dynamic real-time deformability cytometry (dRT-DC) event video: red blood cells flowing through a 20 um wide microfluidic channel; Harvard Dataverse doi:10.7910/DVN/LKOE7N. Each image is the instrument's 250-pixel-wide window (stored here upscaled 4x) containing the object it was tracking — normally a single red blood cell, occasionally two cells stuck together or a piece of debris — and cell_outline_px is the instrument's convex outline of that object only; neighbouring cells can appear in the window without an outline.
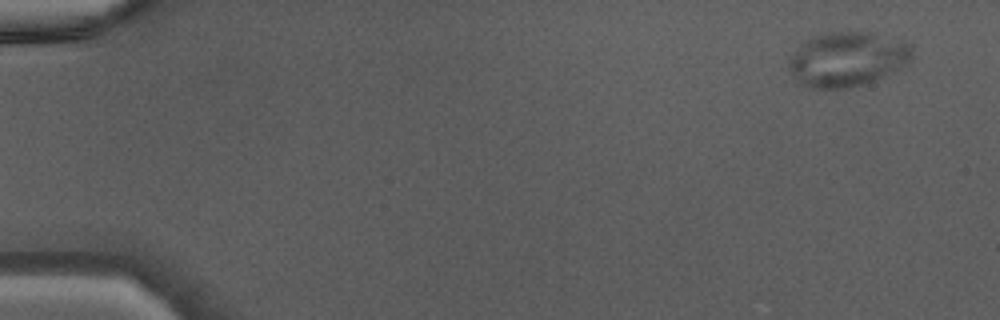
{"species": "Egyptian fruit bat (a non-hibernating species)", "species_latin": "Rousettus aegyptiacus", "temperature_condition": "warm", "stored_images_in_passage": 7, "camera_frame_rate_fps": 3000, "um_per_image_px": 0.085, "animal": {"sex": "male"}, "frame": {"image": 1, "passage_image": 1, "time_ms": 0.0, "image_size_px": [1000, 320], "cell_outline_px": [[912, 56], [900, 68], [864, 84], [844, 88], [812, 88], [800, 84], [796, 80], [788, 68], [788, 60], [804, 40], [812, 36], [828, 32], [876, 32], [904, 40], [912, 44]], "centroid_in_image_um": [72.01, 5.0], "position_along_channel_um": 13.0, "area_um2": 39.3}}